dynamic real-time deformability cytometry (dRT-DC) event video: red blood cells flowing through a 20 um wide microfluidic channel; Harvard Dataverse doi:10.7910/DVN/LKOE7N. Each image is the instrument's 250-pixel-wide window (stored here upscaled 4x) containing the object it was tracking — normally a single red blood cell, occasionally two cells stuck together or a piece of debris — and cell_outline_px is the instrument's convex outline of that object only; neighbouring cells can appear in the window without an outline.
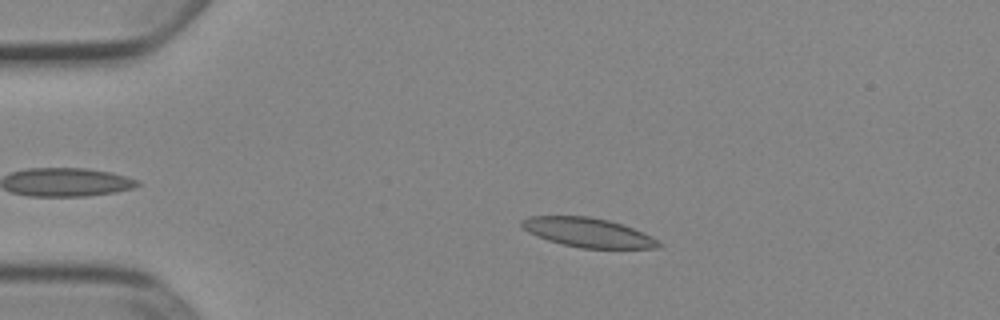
{"species": "Egyptian fruit bat (a non-hibernating species)", "species_latin": "Rousettus aegyptiacus", "temperature_condition": "cold", "stored_images_in_passage": 46, "camera_frame_rate_fps": 3000, "um_per_image_px": 0.085, "animal": {"sex": "female"}, "frame": {"image": 1, "passage_image": 11, "time_ms": 3.333, "image_size_px": [1000, 320], "cell_outline_px": [[664, 244], [660, 248], [580, 248], [548, 240], [536, 236], [528, 232], [520, 224], [520, 220], [528, 216], [588, 216], [608, 220], [632, 228], [652, 236]], "centroid_in_image_um": [49.98, 19.76], "position_along_channel_um": 35.0, "area_um2": 23.29}}
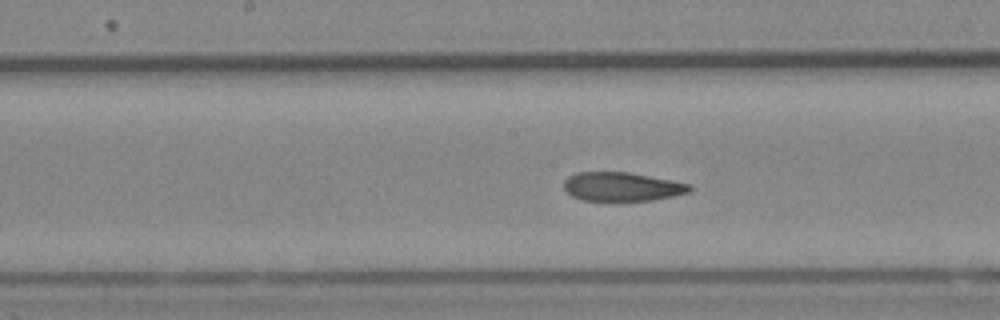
{"frame": {"image": 2, "passage_image": 27, "time_ms": 8.667, "image_size_px": [1000, 320], "cell_outline_px": [[692, 188], [688, 192], [672, 196], [652, 200], [580, 200], [572, 196], [564, 188], [564, 180], [568, 176], [576, 172], [628, 172], [672, 180], [692, 184]], "centroid_in_image_um": [52.85, 15.85], "position_along_channel_um": 195.3, "area_um2": 21.04}}
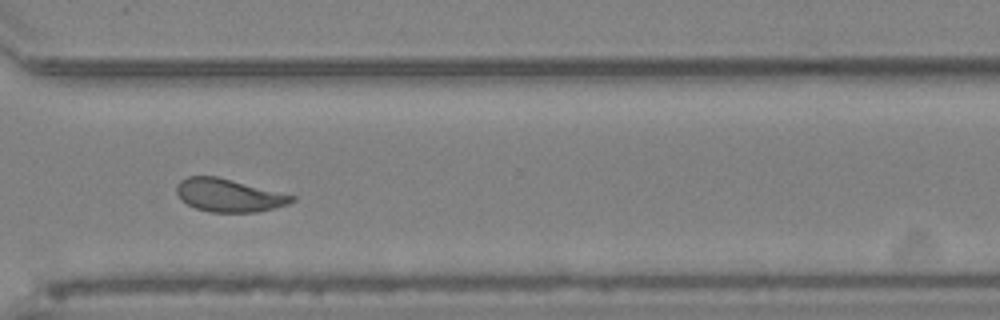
{"frame": {"image": 3, "passage_image": 39, "time_ms": 12.667, "image_size_px": [1000, 320], "cell_outline_px": [[296, 200], [288, 204], [256, 212], [208, 212], [196, 208], [180, 200], [176, 192], [176, 184], [180, 180], [188, 176], [216, 176], [296, 196]], "centroid_in_image_um": [19.41, 16.6], "position_along_channel_um": 351.2, "area_um2": 22.08}, "authors_computed_cell_mechanics": {"area_um2": 22.6576, "velocity_mm_per_s": 3.8878, "shape_relaxation_time_tau1_ms": null, "shape_relaxation_time_tau2_ms": 2.3772, "deformation_change_tau1": null, "deformation_change_tau2": 0.0833}}